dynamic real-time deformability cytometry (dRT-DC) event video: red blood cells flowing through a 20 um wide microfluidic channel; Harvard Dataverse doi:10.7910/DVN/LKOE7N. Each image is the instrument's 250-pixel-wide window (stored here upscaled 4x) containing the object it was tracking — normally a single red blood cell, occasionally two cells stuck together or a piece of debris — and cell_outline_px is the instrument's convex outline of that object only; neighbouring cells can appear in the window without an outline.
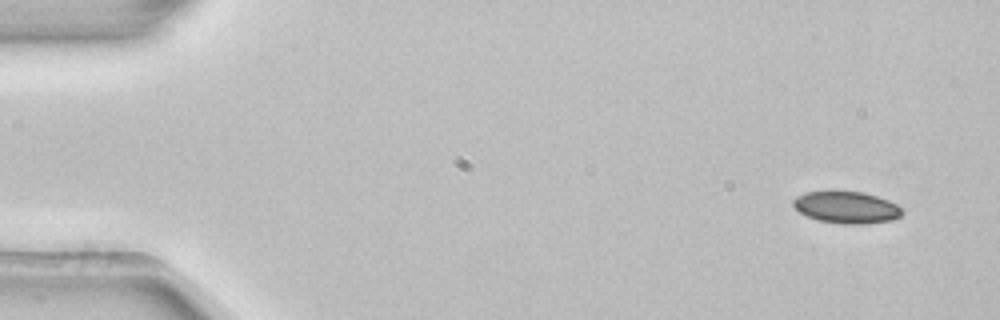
{"species": "common noctule bat (a hibernating species)", "species_latin": "Nyctalus noctula", "temperature_condition": "room temperature", "stored_images_in_passage": 4, "camera_frame_rate_fps": 3000, "um_per_image_px": 0.085, "animal": {"sex": "female", "body_mass_g": 22.7, "forearm_length_mm": 54.2}, "frame": {"image": 1, "passage_image": 1, "time_ms": 0.0, "image_size_px": [1000, 320], "cell_outline_px": [[904, 212], [900, 216], [892, 220], [864, 224], [840, 224], [816, 220], [800, 212], [792, 204], [792, 200], [796, 196], [804, 192], [864, 192], [888, 200], [896, 204]], "centroid_in_image_um": [71.94, 17.64], "position_along_channel_um": 13.1, "area_um2": 20.17}}
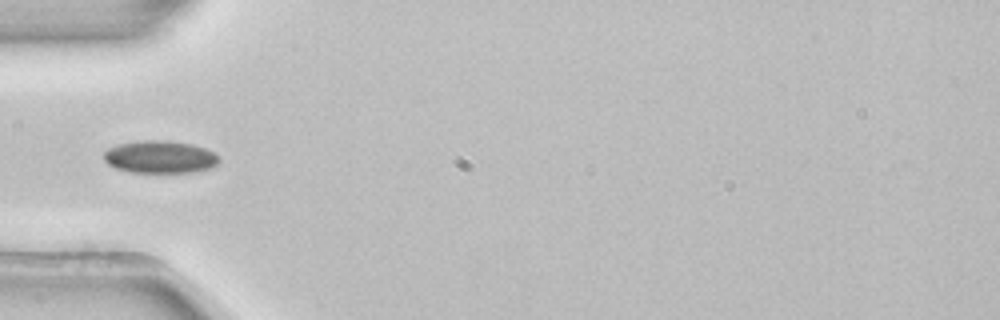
{"frame": {"image": 2, "passage_image": 4, "time_ms": 1.0, "image_size_px": [1000, 320], "cell_outline_px": [[220, 160], [212, 168], [192, 172], [128, 172], [116, 168], [108, 164], [104, 160], [104, 152], [108, 148], [120, 144], [144, 140], [164, 140], [192, 144], [216, 152], [220, 156]], "centroid_in_image_um": [13.63, 13.34], "position_along_channel_um": 71.4, "area_um2": 21.91}}